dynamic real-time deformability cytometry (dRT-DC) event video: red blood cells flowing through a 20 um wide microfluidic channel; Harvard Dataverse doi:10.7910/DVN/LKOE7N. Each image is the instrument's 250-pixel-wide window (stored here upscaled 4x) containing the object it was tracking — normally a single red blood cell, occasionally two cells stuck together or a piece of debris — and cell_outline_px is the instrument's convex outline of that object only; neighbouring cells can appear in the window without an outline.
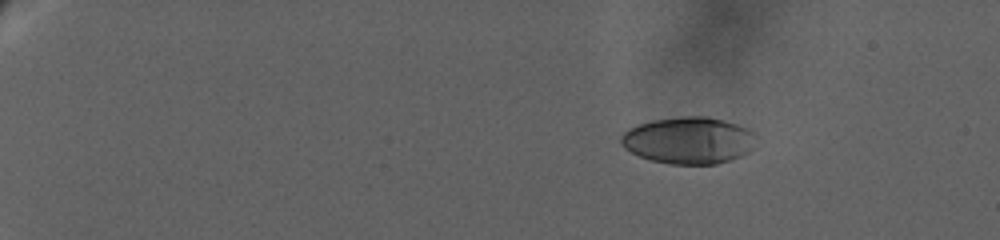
{"species": "human", "species_latin": "Homo sapiens", "temperature_condition": "warm", "stored_images_in_passage": 14, "camera_frame_rate_fps": 3000, "um_per_image_px": 0.085, "donor": {"sex": "female"}, "frame": {"image": 1, "passage_image": 1, "time_ms": 0.0, "image_size_px": [1000, 240], "cell_outline_px": [[760, 136], [752, 148], [748, 152], [740, 156], [716, 164], [672, 164], [652, 160], [640, 156], [624, 148], [620, 140], [620, 136], [628, 128], [652, 120], [680, 116], [708, 116], [736, 124], [748, 128], [756, 132]], "centroid_in_image_um": [58.58, 11.92], "position_along_channel_um": 26.4, "area_um2": 37.11}}
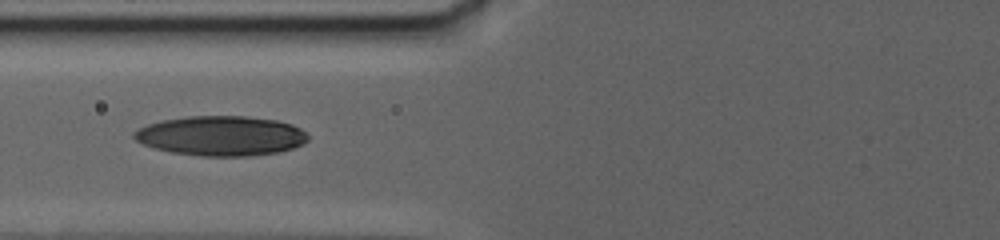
{"frame": {"image": 2, "passage_image": 9, "time_ms": 7.667, "image_size_px": [1000, 240], "cell_outline_px": [[308, 140], [304, 144], [280, 152], [248, 156], [200, 156], [172, 152], [156, 148], [144, 144], [136, 140], [132, 136], [132, 132], [148, 124], [160, 120], [188, 116], [244, 116], [276, 120], [292, 124], [300, 128], [308, 136]], "centroid_in_image_um": [18.79, 11.54], "position_along_channel_um": 107.0, "area_um2": 40.34}}
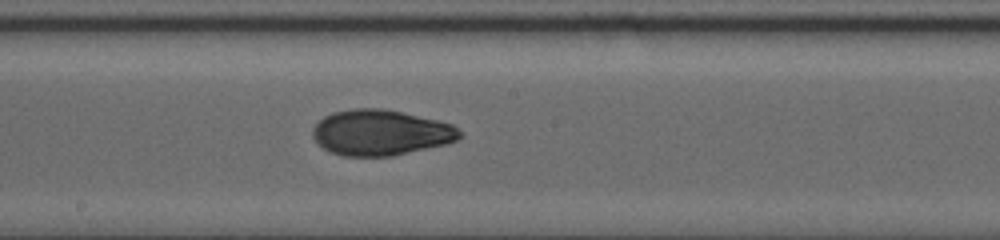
{"frame": {"image": 3, "passage_image": 14, "time_ms": 11.333, "image_size_px": [1000, 240], "cell_outline_px": [[464, 136], [448, 144], [392, 156], [344, 156], [328, 152], [312, 136], [312, 128], [324, 116], [332, 112], [352, 108], [384, 108], [436, 120], [452, 124]], "centroid_in_image_um": [32.35, 11.27], "position_along_channel_um": 215.9, "area_um2": 39.19}}